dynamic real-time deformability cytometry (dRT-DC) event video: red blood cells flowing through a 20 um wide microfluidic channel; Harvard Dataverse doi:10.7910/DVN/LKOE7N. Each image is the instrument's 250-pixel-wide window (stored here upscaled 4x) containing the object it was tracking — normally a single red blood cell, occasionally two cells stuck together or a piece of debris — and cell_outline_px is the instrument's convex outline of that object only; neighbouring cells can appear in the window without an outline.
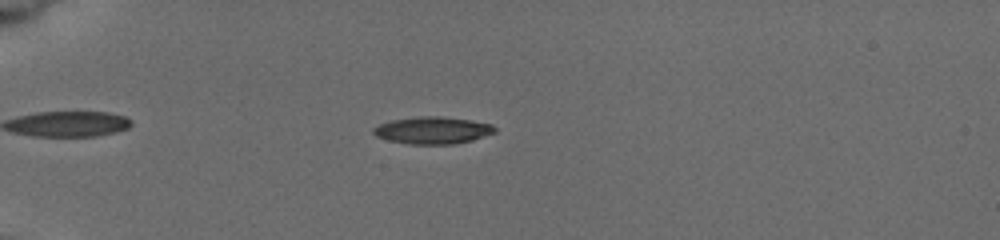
{"species": "common noctule bat (a hibernating species)", "species_latin": "Nyctalus noctula", "temperature_condition": "cold", "stored_images_in_passage": 64, "camera_frame_rate_fps": 3000, "um_per_image_px": 0.085, "animal": {"sex": "female", "body_mass_g": 19.5, "forearm_length_mm": 54.1}, "frame": {"image": 1, "passage_image": 16, "time_ms": 5.0, "image_size_px": [1000, 240], "cell_outline_px": [[496, 132], [472, 140], [452, 144], [408, 144], [388, 140], [376, 136], [372, 132], [372, 128], [380, 124], [392, 120], [420, 116], [440, 116], [472, 120], [492, 124], [496, 128]], "centroid_in_image_um": [36.78, 11.07], "position_along_channel_um": 48.2, "area_um2": 19.19}}
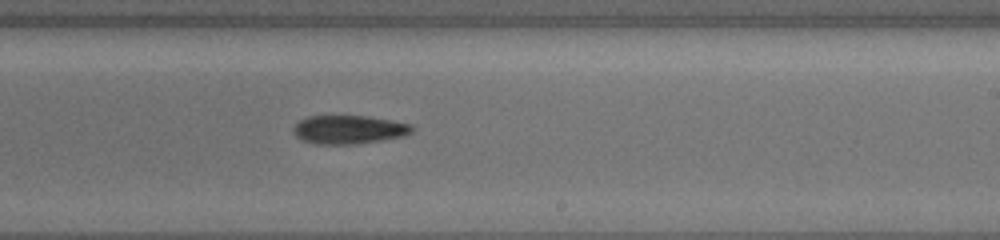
{"frame": {"image": 2, "passage_image": 39, "time_ms": 11.333, "image_size_px": [1000, 240], "cell_outline_px": [[416, 128], [412, 132], [404, 136], [356, 144], [316, 144], [304, 140], [296, 136], [292, 132], [292, 128], [300, 120], [308, 116], [368, 116], [412, 124]], "centroid_in_image_um": [29.67, 11.01], "position_along_channel_um": 259.3, "area_um2": 19.77}}
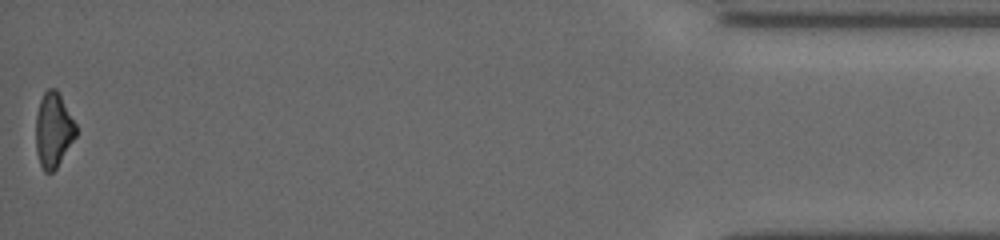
{"frame": {"image": 3, "passage_image": 63, "time_ms": 17.667, "image_size_px": [1000, 240], "cell_outline_px": [[76, 136], [56, 168], [52, 172], [44, 172], [40, 164], [36, 152], [36, 116], [40, 100], [44, 92], [48, 88], [56, 88], [76, 124]], "centroid_in_image_um": [4.53, 11.05], "position_along_channel_um": 430.7, "area_um2": 17.34}, "authors_computed_cell_mechanics": {"area_um2": 18.9295, "velocity_mm_per_s": 3.8997, "shape_relaxation_time_tau1_ms": 2.6141, "shape_relaxation_time_tau2_ms": null, "deformation_change_tau1": 0.1124, "deformation_change_tau2": null}}